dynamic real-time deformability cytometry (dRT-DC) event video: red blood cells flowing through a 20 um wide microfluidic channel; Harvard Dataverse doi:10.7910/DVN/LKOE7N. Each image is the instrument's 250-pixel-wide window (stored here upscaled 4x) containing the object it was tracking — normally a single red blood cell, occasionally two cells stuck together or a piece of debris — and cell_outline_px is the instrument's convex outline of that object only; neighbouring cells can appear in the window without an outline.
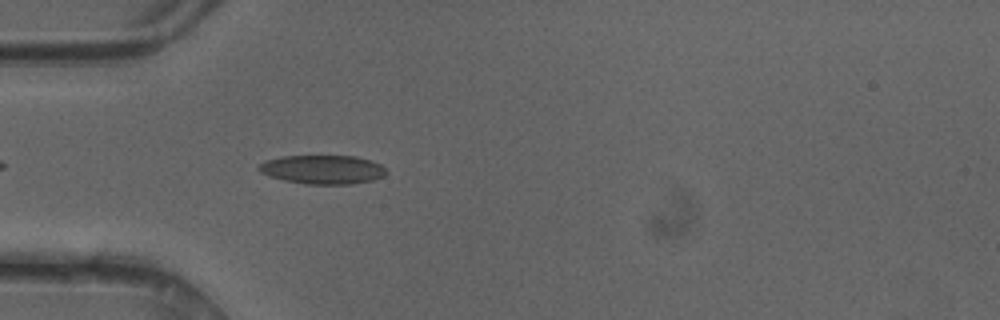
{"species": "common noctule bat (a hibernating species)", "species_latin": "Nyctalus noctula", "temperature_condition": "cold", "stored_images_in_passage": 37, "camera_frame_rate_fps": 3000, "um_per_image_px": 0.085, "animal": {"sex": "female"}, "frame": {"image": 1, "passage_image": 3, "time_ms": 0.667, "image_size_px": [1000, 320], "cell_outline_px": [[384, 176], [372, 180], [352, 184], [304, 184], [284, 180], [268, 176], [260, 172], [256, 168], [264, 160], [280, 156], [356, 156], [380, 164], [384, 168]], "centroid_in_image_um": [27.36, 14.41], "position_along_channel_um": 57.6, "area_um2": 21.44}}
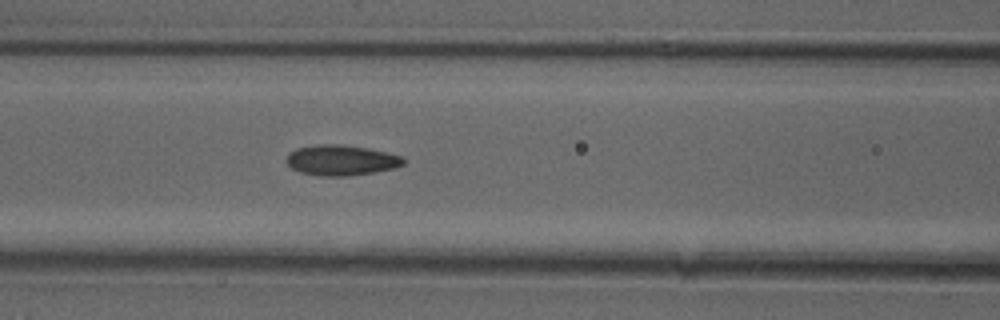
{"frame": {"image": 2, "passage_image": 9, "time_ms": 2.667, "image_size_px": [1000, 320], "cell_outline_px": [[408, 160], [404, 164], [396, 168], [348, 176], [320, 176], [300, 172], [292, 168], [284, 160], [288, 152], [296, 148], [316, 144], [340, 144], [368, 148], [404, 156]], "centroid_in_image_um": [29.01, 13.61], "position_along_channel_um": 137.6, "area_um2": 21.1}}
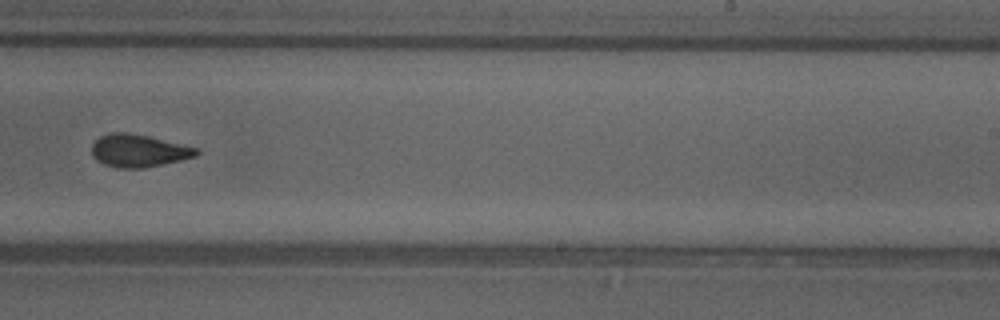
{"frame": {"image": 3, "passage_image": 19, "time_ms": 6.0, "image_size_px": [1000, 320], "cell_outline_px": [[200, 152], [196, 156], [180, 160], [144, 168], [120, 168], [104, 164], [96, 160], [92, 156], [92, 144], [100, 136], [112, 132], [124, 132], [148, 136], [200, 148]], "centroid_in_image_um": [11.79, 12.81], "position_along_channel_um": 277.2, "area_um2": 19.88}, "authors_computed_cell_mechanics": {"area_um2": 19.652, "velocity_mm_per_s": 4.2101, "shape_relaxation_time_tau1_ms": 7.3479, "shape_relaxation_time_tau2_ms": 2.2253, "deformation_change_tau1": 0.1671, "deformation_change_tau2": 0.0833}}